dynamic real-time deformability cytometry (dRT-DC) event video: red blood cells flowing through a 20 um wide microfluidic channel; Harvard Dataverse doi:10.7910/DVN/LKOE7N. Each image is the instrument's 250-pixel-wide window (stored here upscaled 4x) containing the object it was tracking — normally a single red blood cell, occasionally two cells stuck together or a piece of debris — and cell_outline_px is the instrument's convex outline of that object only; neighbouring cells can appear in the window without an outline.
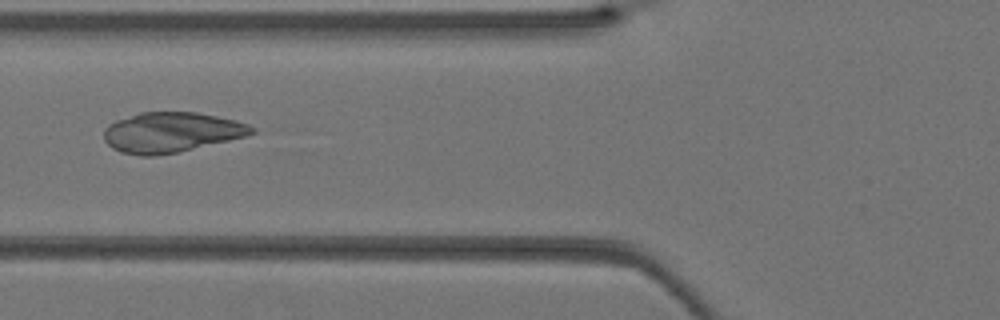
{"species": "Egyptian fruit bat (a non-hibernating species)", "species_latin": "Rousettus aegyptiacus", "temperature_condition": "warm", "stored_images_in_passage": 17, "camera_frame_rate_fps": 3000, "um_per_image_px": 0.085, "animal": {"sex": "female"}, "frame": {"image": 1, "passage_image": 3, "time_ms": 0.667, "image_size_px": [1000, 320], "cell_outline_px": [[256, 132], [244, 136], [228, 140], [176, 152], [156, 156], [140, 156], [120, 152], [112, 148], [104, 140], [104, 128], [108, 124], [116, 120], [140, 112], [196, 112], [236, 120], [248, 124], [256, 128]], "centroid_in_image_um": [14.52, 11.24], "position_along_channel_um": 111.3, "area_um2": 34.45}}